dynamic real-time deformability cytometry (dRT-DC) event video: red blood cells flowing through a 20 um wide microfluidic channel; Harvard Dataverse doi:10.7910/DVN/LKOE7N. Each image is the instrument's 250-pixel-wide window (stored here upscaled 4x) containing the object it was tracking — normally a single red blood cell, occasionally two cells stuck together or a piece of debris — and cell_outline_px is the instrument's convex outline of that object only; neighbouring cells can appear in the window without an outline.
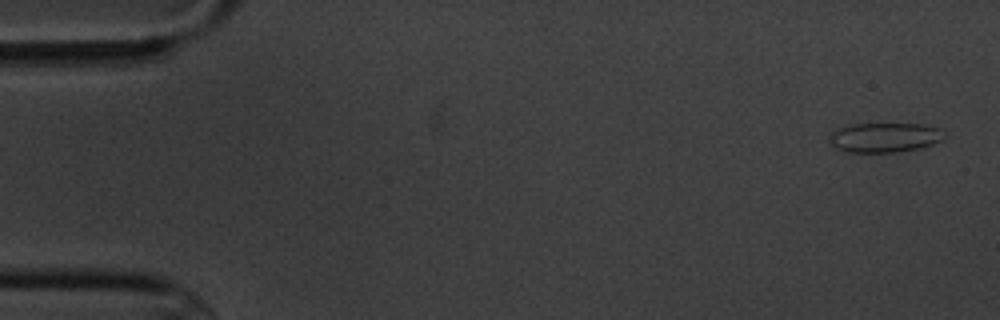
{"species": "common noctule bat (a hibernating species)", "species_latin": "Nyctalus noctula", "temperature_condition": "cold", "stored_images_in_passage": 3, "camera_frame_rate_fps": 3000, "um_per_image_px": 0.085, "animal": {"sex": "male", "body_mass_g": 20.1, "forearm_length_mm": 53.5}, "frame": {"image": 1, "passage_image": 1, "time_ms": 0.0, "image_size_px": [1000, 320], "cell_outline_px": [[948, 136], [944, 140], [920, 148], [896, 152], [844, 152], [832, 148], [828, 144], [828, 140], [832, 132], [836, 128], [852, 124], [924, 124], [940, 128], [948, 132]], "centroid_in_image_um": [75.2, 11.69], "position_along_channel_um": 9.8, "area_um2": 20.46}}